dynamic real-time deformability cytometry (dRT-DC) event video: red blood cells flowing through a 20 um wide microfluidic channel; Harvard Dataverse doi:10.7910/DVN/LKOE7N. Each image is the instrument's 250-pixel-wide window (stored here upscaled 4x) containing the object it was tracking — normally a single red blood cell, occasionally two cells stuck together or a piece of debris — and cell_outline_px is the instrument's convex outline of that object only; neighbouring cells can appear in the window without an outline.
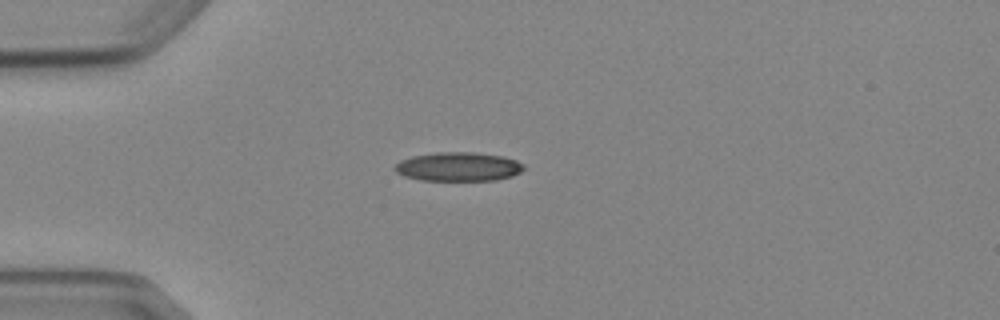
{"species": "Egyptian fruit bat (a non-hibernating species)", "species_latin": "Rousettus aegyptiacus", "temperature_condition": "cold", "stored_images_in_passage": 3, "camera_frame_rate_fps": 3000, "um_per_image_px": 0.085, "animal": {"sex": "female"}, "frame": {"image": 1, "passage_image": 1, "time_ms": 0.0, "image_size_px": [1000, 320], "cell_outline_px": [[524, 168], [520, 172], [512, 176], [496, 180], [420, 180], [404, 176], [396, 172], [392, 168], [400, 160], [412, 156], [436, 152], [476, 152], [500, 156], [516, 160], [524, 164]], "centroid_in_image_um": [38.93, 14.16], "position_along_channel_um": 46.1, "area_um2": 21.79}}
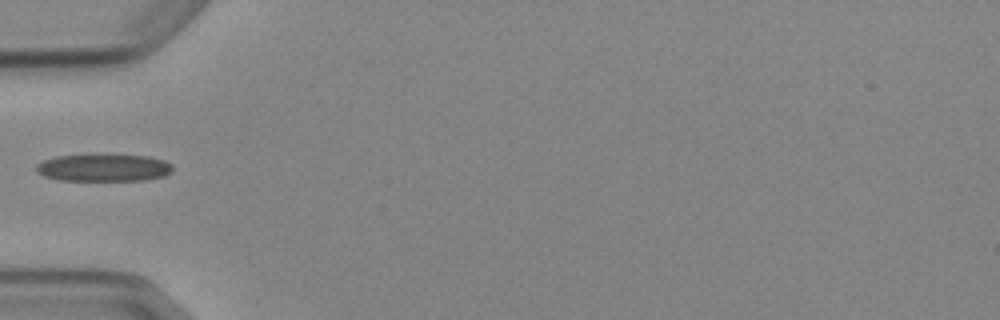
{"frame": {"image": 2, "passage_image": 2, "time_ms": 1.333, "image_size_px": [1000, 320], "cell_outline_px": [[172, 172], [164, 176], [144, 180], [60, 180], [44, 176], [36, 172], [36, 164], [44, 160], [56, 156], [148, 156], [164, 160], [172, 164]], "centroid_in_image_um": [8.82, 14.28], "position_along_channel_um": 76.2, "area_um2": 21.27}}
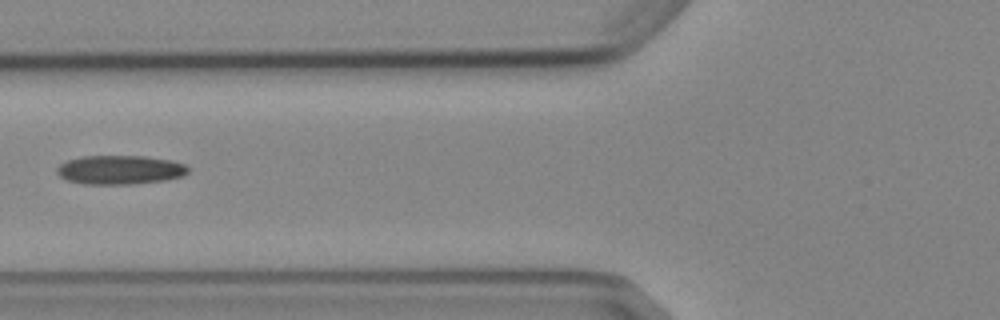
{"frame": {"image": 3, "passage_image": 3, "time_ms": 2.333, "image_size_px": [1000, 320], "cell_outline_px": [[188, 172], [184, 176], [164, 180], [132, 184], [84, 184], [68, 180], [60, 176], [56, 172], [56, 168], [60, 164], [68, 160], [84, 156], [144, 156], [172, 160], [184, 164], [188, 168]], "centroid_in_image_um": [10.2, 14.43], "position_along_channel_um": 115.6, "area_um2": 22.14}}